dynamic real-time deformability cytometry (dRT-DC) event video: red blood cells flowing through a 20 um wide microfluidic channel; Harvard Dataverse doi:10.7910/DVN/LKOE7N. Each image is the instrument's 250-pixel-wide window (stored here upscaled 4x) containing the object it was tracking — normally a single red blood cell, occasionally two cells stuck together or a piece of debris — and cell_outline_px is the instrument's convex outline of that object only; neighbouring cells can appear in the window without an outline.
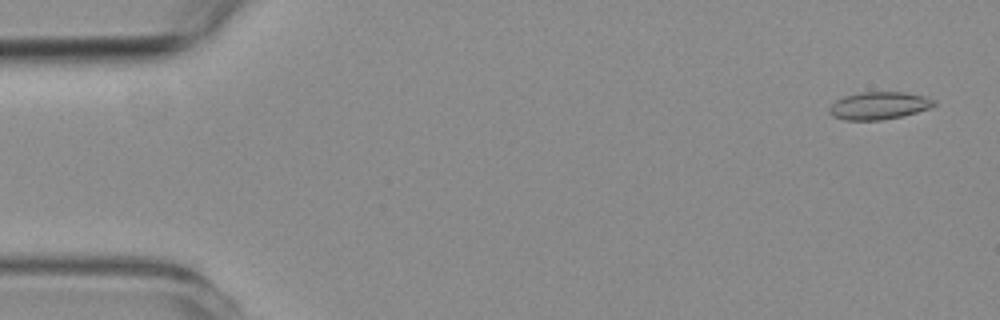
{"species": "common noctule bat (a hibernating species)", "species_latin": "Nyctalus noctula", "temperature_condition": "room temperature", "stored_images_in_passage": 56, "camera_frame_rate_fps": 3000, "um_per_image_px": 0.085, "animal": {"sex": "female", "body_mass_g": 19.3, "forearm_length_mm": 54.1}, "frame": {"image": 1, "passage_image": 1, "time_ms": 0.0, "image_size_px": [1000, 320], "cell_outline_px": [[936, 104], [928, 108], [916, 112], [900, 116], [880, 120], [844, 120], [832, 116], [828, 112], [828, 108], [836, 100], [844, 96], [860, 92], [904, 92], [924, 96], [936, 100]], "centroid_in_image_um": [74.67, 8.97], "position_along_channel_um": 10.3, "area_um2": 16.76}}
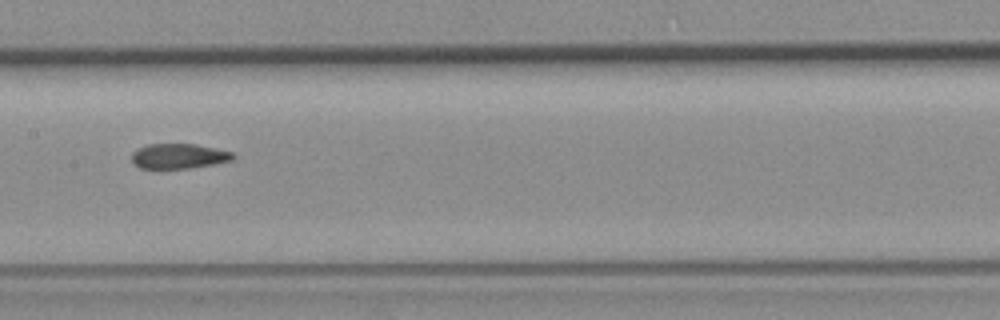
{"frame": {"image": 2, "passage_image": 27, "time_ms": 8.667, "image_size_px": [1000, 320], "cell_outline_px": [[236, 156], [232, 160], [216, 164], [188, 168], [140, 168], [132, 164], [132, 152], [136, 148], [148, 144], [196, 144], [236, 152]], "centroid_in_image_um": [15.22, 13.26], "position_along_channel_um": 192.2, "area_um2": 15.03}}
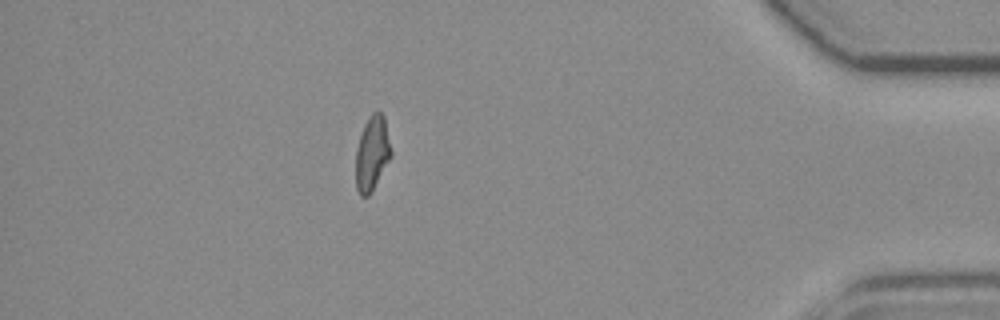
{"frame": {"image": 3, "passage_image": 49, "time_ms": 16.0, "image_size_px": [1000, 320], "cell_outline_px": [[392, 156], [368, 196], [360, 196], [356, 188], [356, 148], [364, 124], [368, 116], [372, 112], [380, 112], [384, 116], [392, 152]], "centroid_in_image_um": [31.62, 13.01], "position_along_channel_um": 403.6, "area_um2": 15.26}, "authors_computed_cell_mechanics": {"area_um2": 15.895, "velocity_mm_per_s": 3.5656, "shape_relaxation_time_tau1_ms": null, "shape_relaxation_time_tau2_ms": 3.1245, "deformation_change_tau1": null, "deformation_change_tau2": 0.0921}}